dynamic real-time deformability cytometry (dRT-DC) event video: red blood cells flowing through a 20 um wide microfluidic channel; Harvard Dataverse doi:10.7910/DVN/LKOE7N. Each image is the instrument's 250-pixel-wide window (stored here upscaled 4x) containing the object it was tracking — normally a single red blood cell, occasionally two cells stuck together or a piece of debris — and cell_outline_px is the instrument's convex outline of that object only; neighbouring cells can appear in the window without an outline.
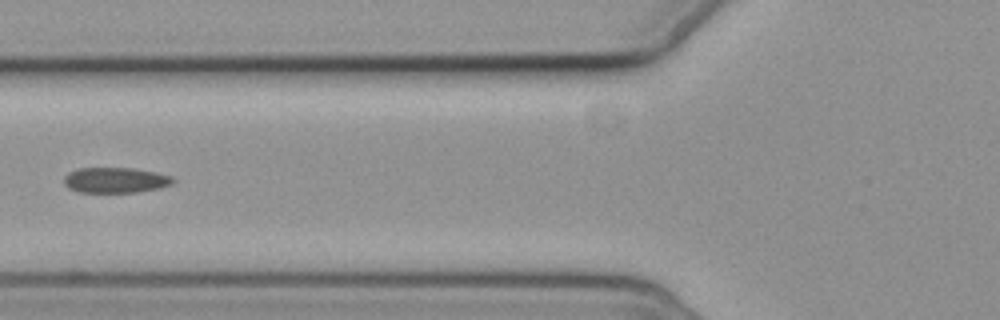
{"species": "common noctule bat (a hibernating species)", "species_latin": "Nyctalus noctula", "temperature_condition": "cold", "stored_images_in_passage": 5, "camera_frame_rate_fps": 3000, "um_per_image_px": 0.085, "animal": {"sex": "female", "body_mass_g": 19.3, "forearm_length_mm": 54.1}, "frame": {"image": 1, "passage_image": 5, "time_ms": 5.667, "image_size_px": [1000, 320], "cell_outline_px": [[176, 180], [172, 184], [160, 188], [136, 192], [80, 192], [68, 188], [64, 184], [64, 176], [68, 172], [76, 168], [132, 168], [172, 176]], "centroid_in_image_um": [9.79, 15.31], "position_along_channel_um": 116.0, "area_um2": 16.18}}